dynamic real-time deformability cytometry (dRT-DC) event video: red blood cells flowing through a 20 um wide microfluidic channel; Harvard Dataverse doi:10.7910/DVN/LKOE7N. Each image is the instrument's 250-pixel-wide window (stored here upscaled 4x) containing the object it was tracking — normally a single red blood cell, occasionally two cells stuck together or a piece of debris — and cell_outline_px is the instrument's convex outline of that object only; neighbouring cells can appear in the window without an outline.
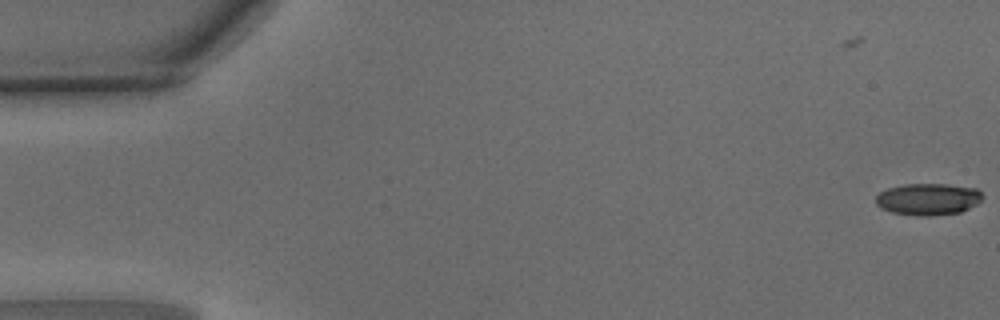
{"species": "common noctule bat (a hibernating species)", "species_latin": "Nyctalus noctula", "temperature_condition": "warm", "stored_images_in_passage": 4, "camera_frame_rate_fps": 3000, "um_per_image_px": 0.085, "animal": {"sex": "male", "body_mass_g": 15.6}, "frame": {"image": 1, "passage_image": 4, "time_ms": 1.0, "image_size_px": [1000, 320], "cell_outline_px": [[984, 196], [976, 204], [960, 212], [932, 216], [916, 216], [892, 212], [880, 208], [876, 204], [876, 196], [880, 192], [888, 188], [904, 184], [948, 184], [976, 188]], "centroid_in_image_um": [78.87, 16.93], "position_along_channel_um": 6.1, "area_um2": 19.83}}